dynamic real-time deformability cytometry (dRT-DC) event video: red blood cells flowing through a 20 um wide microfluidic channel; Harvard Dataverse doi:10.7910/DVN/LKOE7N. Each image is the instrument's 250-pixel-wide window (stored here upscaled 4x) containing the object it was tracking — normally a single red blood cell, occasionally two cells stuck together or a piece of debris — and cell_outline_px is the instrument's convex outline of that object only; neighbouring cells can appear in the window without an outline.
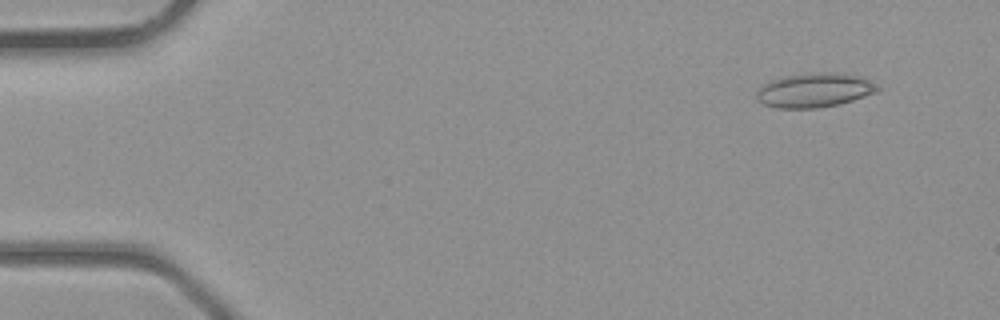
{"species": "common noctule bat (a hibernating species)", "species_latin": "Nyctalus noctula", "temperature_condition": "room temperature", "stored_images_in_passage": 41, "camera_frame_rate_fps": 3000, "um_per_image_px": 0.085, "animal": {"sex": "male", "body_mass_g": 23.1, "forearm_length_mm": 52.7}, "frame": {"image": 1, "passage_image": 4, "time_ms": 1.0, "image_size_px": [1000, 320], "cell_outline_px": [[880, 88], [876, 92], [840, 104], [816, 108], [776, 108], [764, 104], [756, 100], [756, 92], [764, 84], [772, 80], [784, 76], [812, 72], [832, 72], [856, 76]], "centroid_in_image_um": [69.14, 7.68], "position_along_channel_um": 15.9, "area_um2": 23.76}}
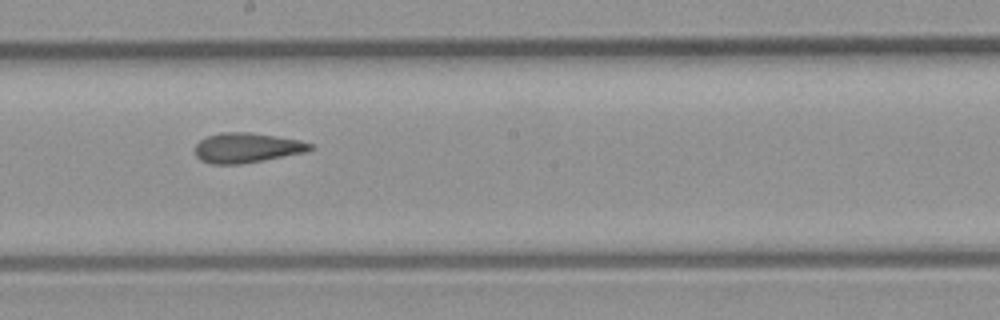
{"frame": {"image": 2, "passage_image": 23, "time_ms": 7.333, "image_size_px": [1000, 320], "cell_outline_px": [[316, 148], [308, 152], [244, 164], [212, 164], [200, 160], [196, 156], [196, 144], [200, 140], [208, 136], [220, 132], [252, 132], [300, 140], [312, 144]], "centroid_in_image_um": [21.03, 12.57], "position_along_channel_um": 227.2, "area_um2": 20.35}}
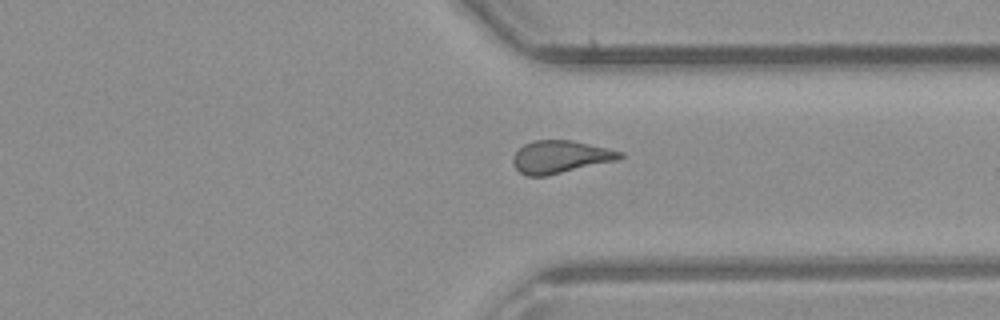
{"frame": {"image": 3, "passage_image": 31, "time_ms": 10.0, "image_size_px": [1000, 320], "cell_outline_px": [[624, 156], [616, 160], [548, 176], [528, 176], [520, 172], [516, 168], [512, 160], [512, 156], [524, 144], [536, 140], [572, 140], [608, 148], [624, 152]], "centroid_in_image_um": [47.63, 13.33], "position_along_channel_um": 363.8, "area_um2": 20.29}}